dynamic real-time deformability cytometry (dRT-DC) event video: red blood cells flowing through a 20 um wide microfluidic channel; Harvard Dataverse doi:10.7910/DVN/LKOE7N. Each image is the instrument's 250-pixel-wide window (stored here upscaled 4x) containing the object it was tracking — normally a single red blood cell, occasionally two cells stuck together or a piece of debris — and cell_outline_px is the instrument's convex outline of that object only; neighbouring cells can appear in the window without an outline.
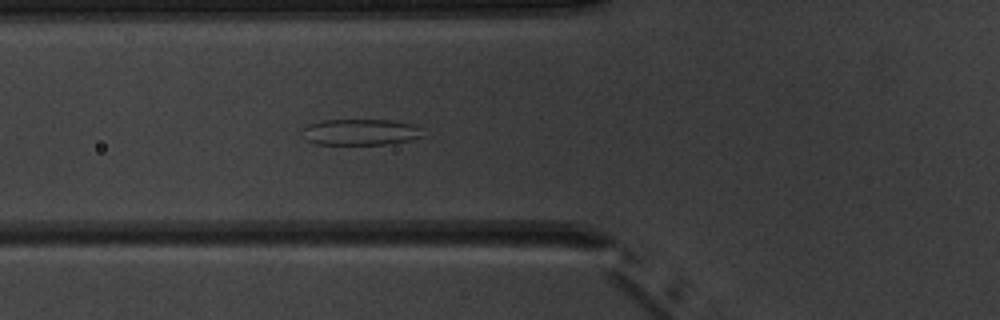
{"species": "common noctule bat (a hibernating species)", "species_latin": "Nyctalus noctula", "temperature_condition": "warm", "stored_images_in_passage": 6, "camera_frame_rate_fps": 3000, "um_per_image_px": 0.085, "animal": {"sex": "male", "body_mass_g": 20.1, "forearm_length_mm": 53.5}, "frame": {"image": 1, "passage_image": 6, "time_ms": 5.667, "image_size_px": [1000, 320], "cell_outline_px": [[424, 136], [408, 140], [384, 144], [316, 144], [308, 140], [304, 128], [308, 124], [324, 120], [392, 120], [412, 124]], "centroid_in_image_um": [30.63, 11.22], "position_along_channel_um": 95.2, "area_um2": 17.8}}